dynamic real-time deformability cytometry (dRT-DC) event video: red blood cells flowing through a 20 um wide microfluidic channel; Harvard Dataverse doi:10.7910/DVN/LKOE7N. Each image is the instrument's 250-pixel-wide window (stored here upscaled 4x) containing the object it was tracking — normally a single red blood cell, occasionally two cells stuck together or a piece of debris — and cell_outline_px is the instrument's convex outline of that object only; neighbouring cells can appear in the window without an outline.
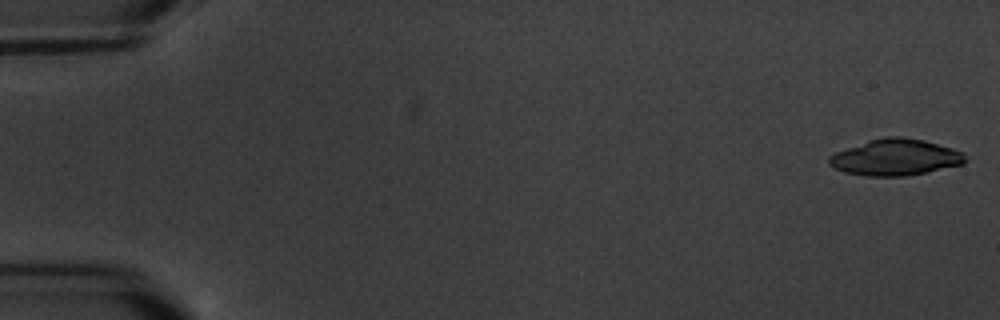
{"species": "common noctule bat (a hibernating species)", "species_latin": "Nyctalus noctula", "temperature_condition": "warm", "stored_images_in_passage": 5, "camera_frame_rate_fps": 3000, "um_per_image_px": 0.085, "animal": {"sex": "male", "body_mass_g": 20.1, "forearm_length_mm": 53.5}, "frame": {"image": 1, "passage_image": 1, "time_ms": 0.0, "image_size_px": [1000, 320], "cell_outline_px": [[968, 160], [964, 164], [928, 172], [904, 176], [864, 176], [844, 172], [832, 168], [828, 164], [828, 156], [836, 152], [868, 140], [888, 136], [900, 136], [924, 140], [952, 148], [964, 152]], "centroid_in_image_um": [76.11, 13.38], "position_along_channel_um": 8.9, "area_um2": 29.13}}
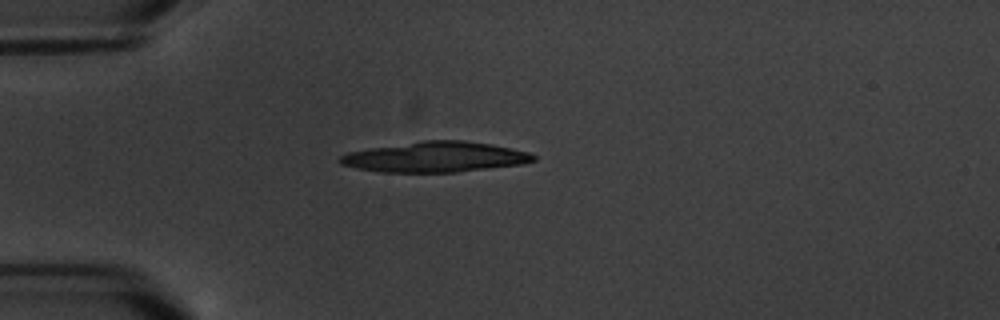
{"frame": {"image": 2, "passage_image": 5, "time_ms": 5.0, "image_size_px": [1000, 320], "cell_outline_px": [[536, 160], [524, 164], [456, 172], [380, 172], [356, 168], [340, 164], [336, 160], [340, 156], [348, 152], [372, 148], [424, 140], [464, 140], [492, 144], [528, 152], [536, 156]], "centroid_in_image_um": [37.0, 13.35], "position_along_channel_um": 48.0, "area_um2": 34.22}}